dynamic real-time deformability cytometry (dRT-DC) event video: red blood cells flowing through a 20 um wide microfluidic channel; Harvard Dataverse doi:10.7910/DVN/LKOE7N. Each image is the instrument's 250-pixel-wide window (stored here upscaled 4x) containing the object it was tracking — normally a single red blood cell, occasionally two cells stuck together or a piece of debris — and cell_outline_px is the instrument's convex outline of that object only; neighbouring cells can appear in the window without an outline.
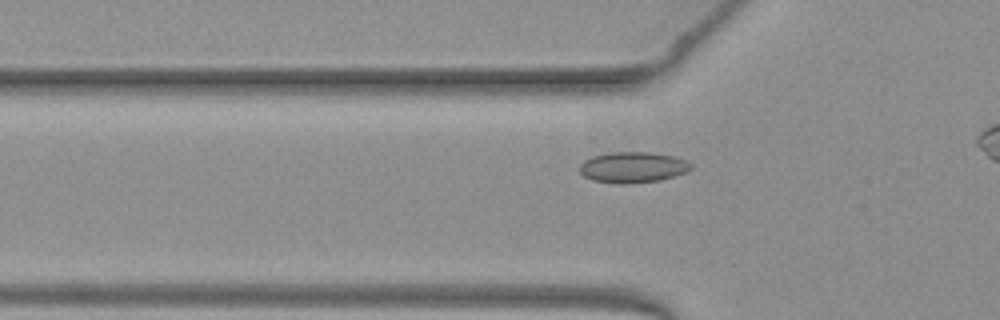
{"species": "common noctule bat (a hibernating species)", "species_latin": "Nyctalus noctula", "temperature_condition": "warm", "stored_images_in_passage": 30, "camera_frame_rate_fps": 3000, "um_per_image_px": 0.085, "animal": {"sex": "female", "body_mass_g": 19.3, "forearm_length_mm": 54.1}, "frame": {"image": 1, "passage_image": 4, "time_ms": 1.0, "image_size_px": [1000, 320], "cell_outline_px": [[692, 168], [684, 172], [660, 180], [628, 184], [620, 184], [592, 180], [584, 176], [580, 172], [580, 164], [584, 160], [592, 156], [612, 152], [648, 152], [672, 156], [684, 160], [692, 164]], "centroid_in_image_um": [53.74, 14.22], "position_along_channel_um": 72.1, "area_um2": 19.83}}
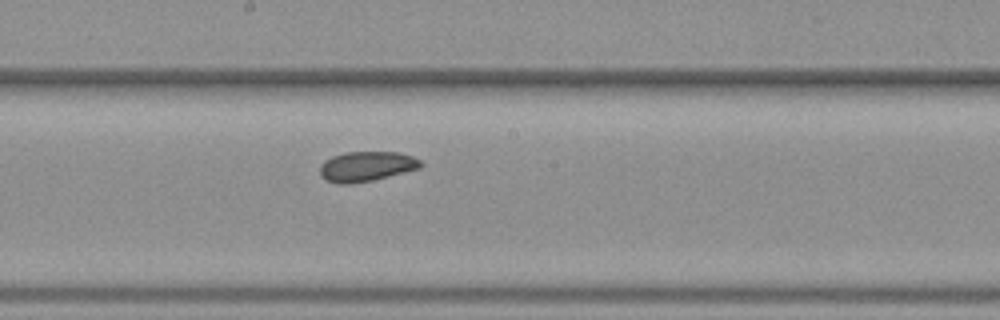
{"frame": {"image": 2, "passage_image": 15, "time_ms": 4.667, "image_size_px": [1000, 320], "cell_outline_px": [[424, 164], [420, 168], [372, 180], [352, 184], [336, 184], [324, 180], [320, 176], [320, 164], [324, 160], [332, 156], [344, 152], [400, 152], [412, 156], [420, 160]], "centroid_in_image_um": [31.11, 14.14], "position_along_channel_um": 217.1, "area_um2": 17.8}}
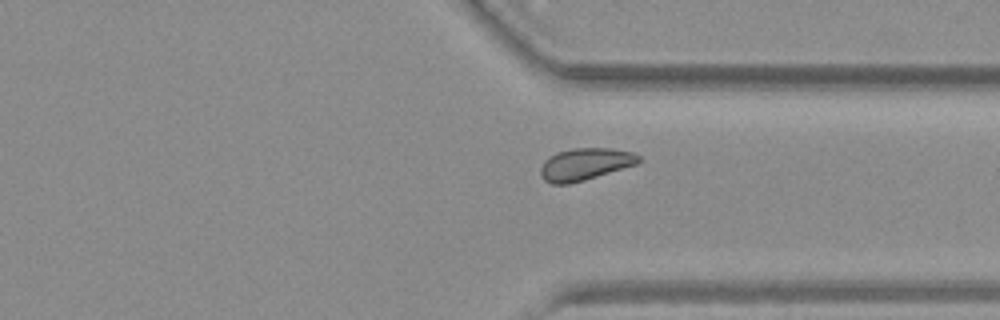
{"frame": {"image": 3, "passage_image": 26, "time_ms": 8.333, "image_size_px": [1000, 320], "cell_outline_px": [[640, 160], [636, 164], [584, 180], [568, 184], [552, 184], [544, 180], [540, 172], [540, 168], [544, 160], [560, 152], [572, 148], [612, 148], [632, 152], [640, 156]], "centroid_in_image_um": [49.72, 13.95], "position_along_channel_um": 361.7, "area_um2": 18.09}}